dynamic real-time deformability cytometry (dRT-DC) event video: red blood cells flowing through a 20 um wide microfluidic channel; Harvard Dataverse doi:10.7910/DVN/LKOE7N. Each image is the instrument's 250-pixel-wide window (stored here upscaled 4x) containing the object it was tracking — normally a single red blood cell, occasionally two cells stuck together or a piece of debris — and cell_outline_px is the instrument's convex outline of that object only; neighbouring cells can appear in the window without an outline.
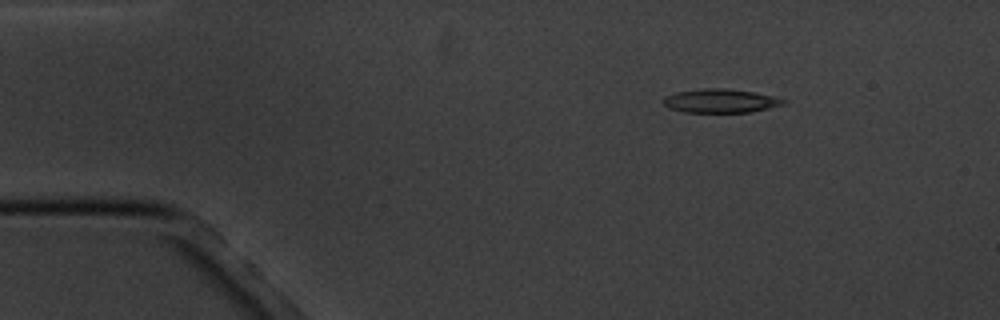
{"species": "common noctule bat (a hibernating species)", "species_latin": "Nyctalus noctula", "temperature_condition": "cold", "stored_images_in_passage": 5, "camera_frame_rate_fps": 3000, "um_per_image_px": 0.085, "animal": {"sex": "male", "body_mass_g": 20.1, "forearm_length_mm": 53.5}, "frame": {"image": 1, "passage_image": 3, "time_ms": 2.333, "image_size_px": [1000, 320], "cell_outline_px": [[788, 104], [752, 112], [684, 112], [672, 108], [664, 104], [664, 96], [676, 92], [704, 88], [724, 88], [752, 92], [772, 96], [788, 100]], "centroid_in_image_um": [61.3, 8.57], "position_along_channel_um": 23.7, "area_um2": 16.59}}